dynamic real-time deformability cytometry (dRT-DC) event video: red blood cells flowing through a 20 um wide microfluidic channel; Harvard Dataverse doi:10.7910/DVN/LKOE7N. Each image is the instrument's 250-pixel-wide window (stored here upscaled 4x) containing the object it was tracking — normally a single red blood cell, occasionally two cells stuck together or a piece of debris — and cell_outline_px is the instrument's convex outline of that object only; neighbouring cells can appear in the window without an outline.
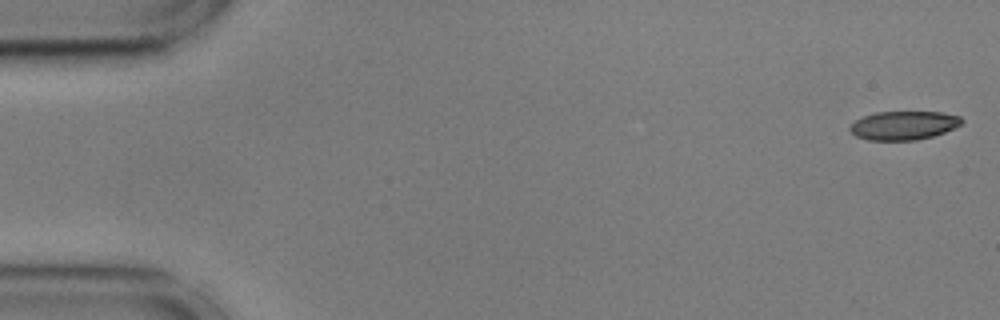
{"species": "common noctule bat (a hibernating species)", "species_latin": "Nyctalus noctula", "temperature_condition": "cold", "stored_images_in_passage": 55, "camera_frame_rate_fps": 3000, "um_per_image_px": 0.085, "animal": {"sex": "male", "body_mass_g": 17.9, "forearm_length_mm": 54.2}, "frame": {"image": 1, "passage_image": 1, "time_ms": 0.0, "image_size_px": [1000, 320], "cell_outline_px": [[964, 120], [960, 124], [944, 132], [932, 136], [916, 140], [868, 140], [856, 136], [848, 128], [856, 120], [864, 116], [876, 112], [944, 112], [960, 116]], "centroid_in_image_um": [76.81, 10.65], "position_along_channel_um": 8.2, "area_um2": 18.55}}
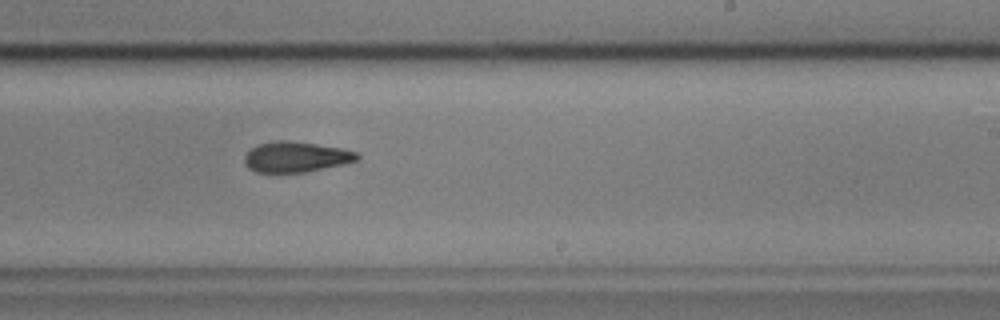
{"frame": {"image": 2, "passage_image": 33, "time_ms": 10.667, "image_size_px": [1000, 320], "cell_outline_px": [[360, 156], [356, 160], [340, 164], [304, 172], [256, 172], [248, 168], [244, 164], [244, 156], [256, 144], [272, 140], [288, 140], [316, 144], [340, 148], [356, 152]], "centroid_in_image_um": [25.07, 13.32], "position_along_channel_um": 263.9, "area_um2": 19.83}}
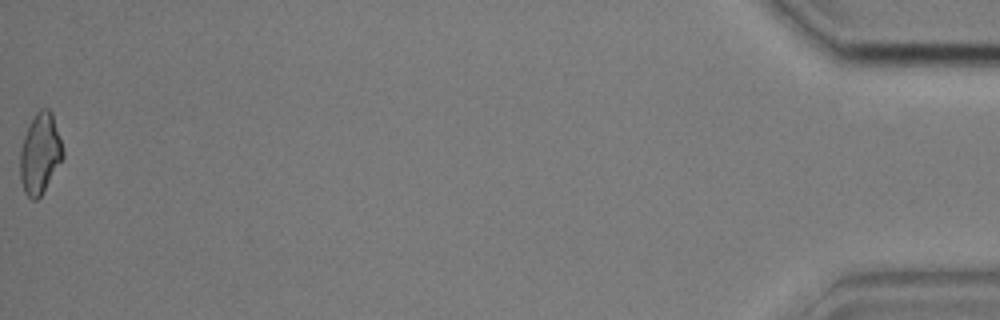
{"frame": {"image": 3, "passage_image": 55, "time_ms": 18.0, "image_size_px": [1000, 320], "cell_outline_px": [[64, 156], [40, 196], [36, 200], [32, 200], [24, 192], [20, 180], [20, 148], [24, 136], [36, 112], [40, 108], [48, 108], [52, 112], [64, 152]], "centroid_in_image_um": [3.39, 13.05], "position_along_channel_um": 431.8, "area_um2": 19.83}, "authors_computed_cell_mechanics": {"area_um2": 20.3456, "velocity_mm_per_s": 3.6223, "shape_relaxation_time_tau1_ms": 5.0566, "shape_relaxation_time_tau2_ms": 4.8772, "deformation_change_tau1": 0.1184, "deformation_change_tau2": 0.1258}}